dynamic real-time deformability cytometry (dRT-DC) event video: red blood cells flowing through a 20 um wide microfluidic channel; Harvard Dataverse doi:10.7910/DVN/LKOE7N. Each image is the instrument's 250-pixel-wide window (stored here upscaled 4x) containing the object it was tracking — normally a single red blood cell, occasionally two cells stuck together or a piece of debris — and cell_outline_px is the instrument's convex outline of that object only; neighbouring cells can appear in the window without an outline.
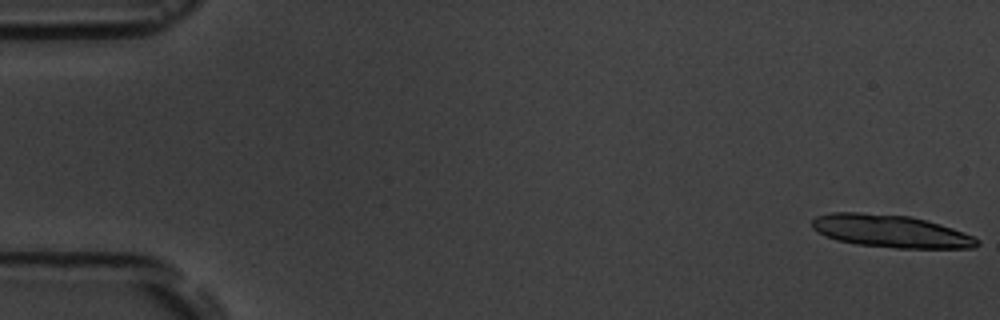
{"species": "common noctule bat (a hibernating species)", "species_latin": "Nyctalus noctula", "temperature_condition": "room temperature", "stored_images_in_passage": 6, "camera_frame_rate_fps": 3000, "um_per_image_px": 0.085, "animal": {"sex": "male", "body_mass_g": 19.5, "forearm_length_mm": 54.6}, "frame": {"image": 1, "passage_image": 1, "time_ms": 0.0, "image_size_px": [1000, 320], "cell_outline_px": [[980, 244], [972, 248], [896, 248], [856, 244], [836, 240], [824, 236], [816, 232], [812, 228], [812, 220], [816, 216], [832, 212], [860, 212], [908, 216], [940, 224], [952, 228], [972, 236], [980, 240]], "centroid_in_image_um": [75.66, 19.65], "position_along_channel_um": 9.3, "area_um2": 31.39}}